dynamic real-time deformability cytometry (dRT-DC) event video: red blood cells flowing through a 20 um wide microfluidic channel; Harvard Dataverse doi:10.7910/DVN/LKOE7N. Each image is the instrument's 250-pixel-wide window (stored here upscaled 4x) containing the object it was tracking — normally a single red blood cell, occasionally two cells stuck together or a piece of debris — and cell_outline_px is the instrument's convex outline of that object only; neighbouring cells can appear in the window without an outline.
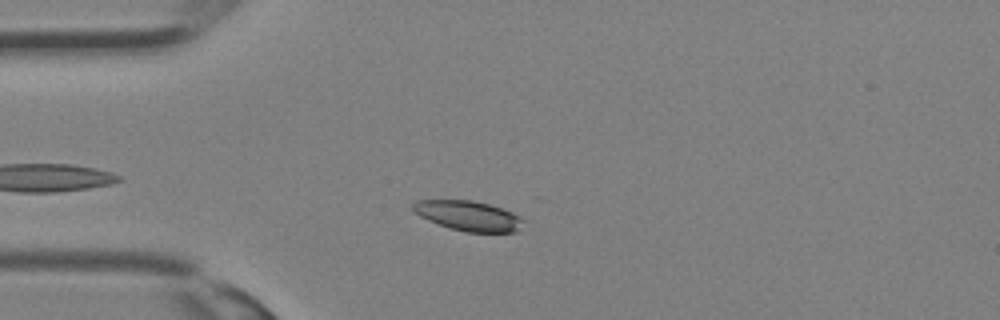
{"species": "Egyptian fruit bat (a non-hibernating species)", "species_latin": "Rousettus aegyptiacus", "temperature_condition": "room temperature", "stored_images_in_passage": 22, "camera_frame_rate_fps": 3000, "um_per_image_px": 0.085, "animal": {"sex": "female"}, "frame": {"image": 1, "passage_image": 4, "time_ms": 1.0, "image_size_px": [1000, 320], "cell_outline_px": [[524, 220], [516, 232], [464, 232], [448, 228], [428, 220], [420, 216], [412, 208], [412, 204], [416, 200], [472, 200], [504, 208], [520, 216]], "centroid_in_image_um": [39.81, 18.34], "position_along_channel_um": 45.2, "area_um2": 19.31}}
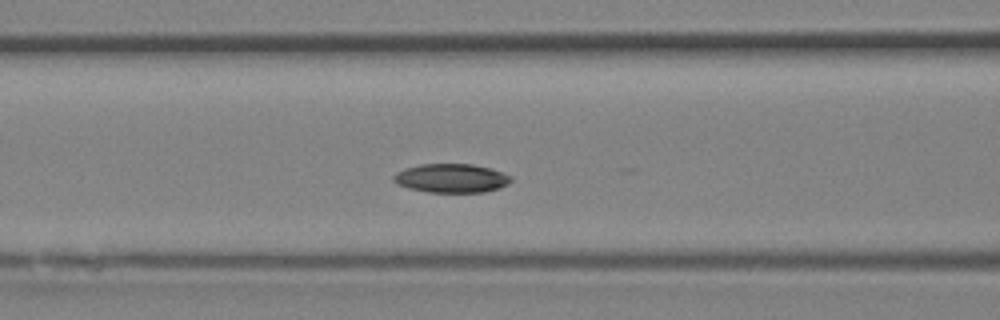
{"frame": {"image": 2, "passage_image": 9, "time_ms": 2.667, "image_size_px": [1000, 320], "cell_outline_px": [[512, 180], [508, 184], [500, 188], [484, 192], [428, 192], [408, 188], [396, 184], [392, 180], [392, 176], [396, 172], [404, 168], [420, 164], [472, 164], [488, 168], [512, 176]], "centroid_in_image_um": [38.32, 15.15], "position_along_channel_um": 128.3, "area_um2": 19.83}}
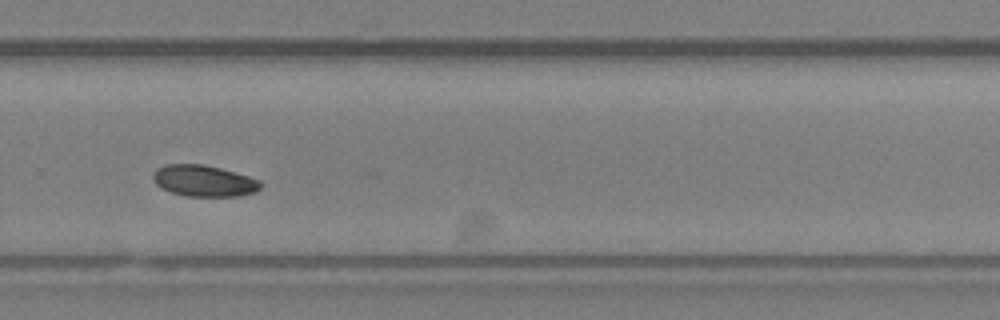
{"frame": {"image": 3, "passage_image": 18, "time_ms": 5.667, "image_size_px": [1000, 320], "cell_outline_px": [[264, 184], [256, 192], [240, 196], [188, 196], [172, 192], [156, 184], [152, 180], [152, 176], [156, 168], [168, 164], [204, 164], [220, 168], [248, 176], [260, 180]], "centroid_in_image_um": [17.36, 15.37], "position_along_channel_um": 312.4, "area_um2": 19.65}}